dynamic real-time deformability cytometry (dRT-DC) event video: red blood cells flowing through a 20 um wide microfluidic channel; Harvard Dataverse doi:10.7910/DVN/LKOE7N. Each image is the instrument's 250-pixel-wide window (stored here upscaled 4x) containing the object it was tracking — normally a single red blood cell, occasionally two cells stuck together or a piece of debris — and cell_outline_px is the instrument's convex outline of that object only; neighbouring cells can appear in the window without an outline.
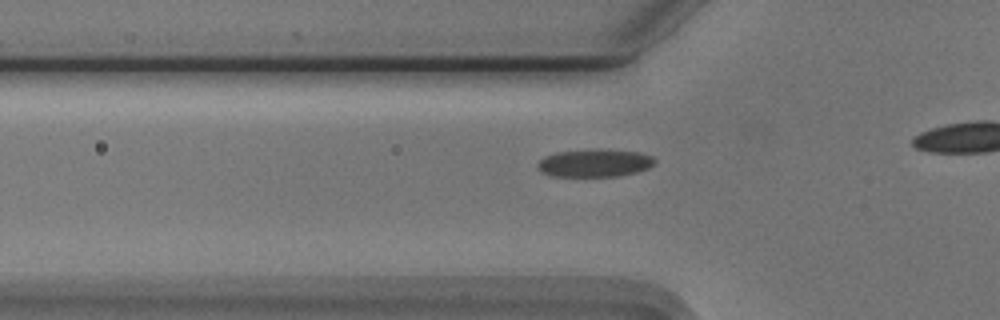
{"species": "Egyptian fruit bat (a non-hibernating species)", "species_latin": "Rousettus aegyptiacus", "temperature_condition": "cold", "stored_images_in_passage": 11, "camera_frame_rate_fps": 3000, "um_per_image_px": 0.085, "animal": {"sex": "male"}, "frame": {"image": 1, "passage_image": 5, "time_ms": 1.333, "image_size_px": [1000, 320], "cell_outline_px": [[656, 164], [648, 168], [636, 172], [620, 176], [552, 176], [540, 172], [536, 164], [544, 156], [556, 152], [596, 148], [640, 152], [652, 156], [656, 160]], "centroid_in_image_um": [50.55, 13.84], "position_along_channel_um": 75.3, "area_um2": 19.31}}
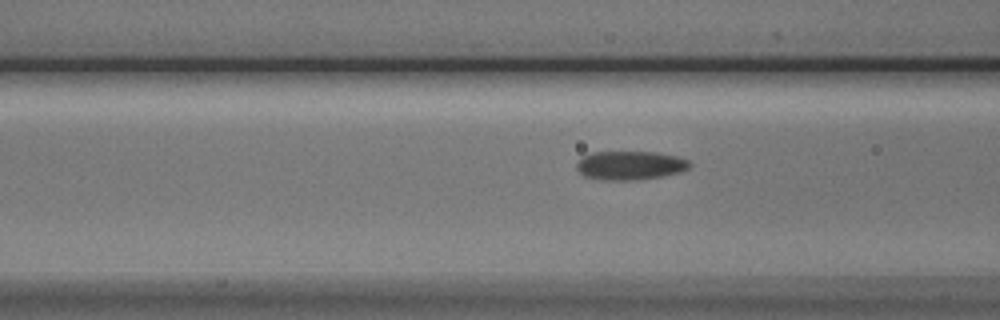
{"frame": {"image": 2, "passage_image": 8, "time_ms": 2.333, "image_size_px": [1000, 320], "cell_outline_px": [[692, 164], [688, 168], [680, 172], [660, 176], [632, 180], [604, 180], [584, 176], [576, 168], [576, 164], [584, 156], [592, 152], [656, 152], [676, 156], [688, 160]], "centroid_in_image_um": [53.56, 14.05], "position_along_channel_um": 113.0, "area_um2": 18.79}}